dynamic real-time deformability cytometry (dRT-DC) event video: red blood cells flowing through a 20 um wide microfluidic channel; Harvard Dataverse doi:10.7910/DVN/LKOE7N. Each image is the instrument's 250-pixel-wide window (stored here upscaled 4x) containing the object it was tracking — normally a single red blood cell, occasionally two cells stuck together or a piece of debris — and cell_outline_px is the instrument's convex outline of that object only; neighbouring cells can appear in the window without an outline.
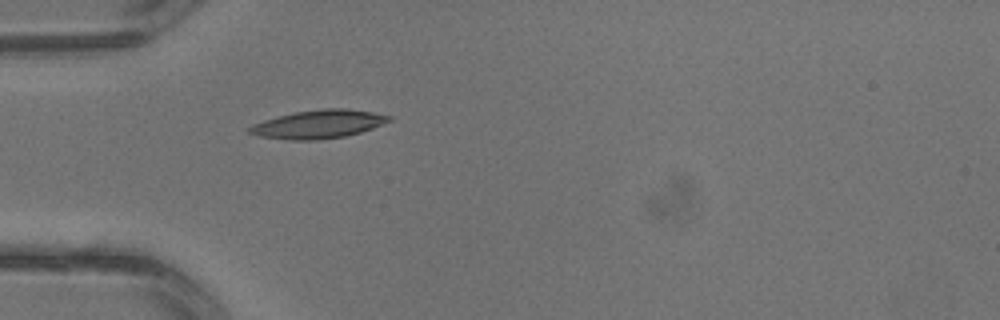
{"species": "common noctule bat (a hibernating species)", "species_latin": "Nyctalus noctula", "temperature_condition": "warm", "stored_images_in_passage": 3, "camera_frame_rate_fps": 3000, "um_per_image_px": 0.085, "animal": {"sex": "male", "body_mass_g": 13.3}, "frame": {"image": 1, "passage_image": 3, "time_ms": 0.667, "image_size_px": [1000, 320], "cell_outline_px": [[392, 120], [372, 128], [360, 132], [344, 136], [316, 140], [288, 140], [260, 136], [248, 132], [248, 128], [252, 124], [276, 116], [296, 112], [324, 108], [344, 108], [372, 112], [392, 116]], "centroid_in_image_um": [27.06, 10.55], "position_along_channel_um": 57.9, "area_um2": 22.95}}